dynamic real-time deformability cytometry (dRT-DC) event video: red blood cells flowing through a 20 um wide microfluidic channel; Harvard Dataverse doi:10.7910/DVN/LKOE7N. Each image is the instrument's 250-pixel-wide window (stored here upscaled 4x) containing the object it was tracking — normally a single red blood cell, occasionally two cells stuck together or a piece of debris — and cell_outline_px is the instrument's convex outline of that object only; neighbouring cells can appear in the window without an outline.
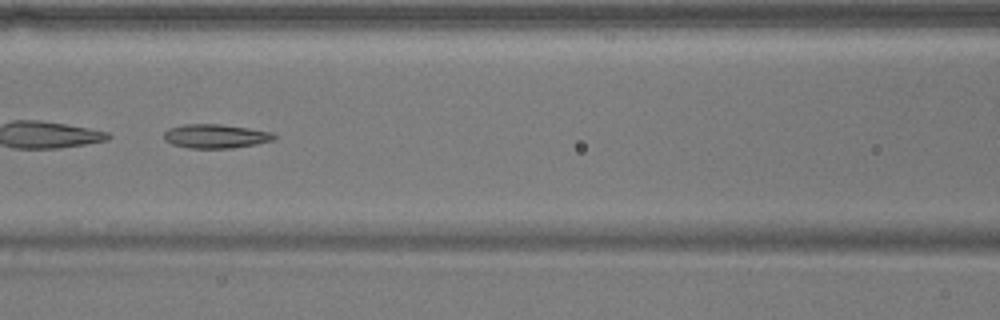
{"species": "common noctule bat (a hibernating species)", "species_latin": "Nyctalus noctula", "temperature_condition": "warm", "stored_images_in_passage": 51, "camera_frame_rate_fps": 3000, "um_per_image_px": 0.085, "animal": {"sex": "male", "body_mass_g": 17.9}, "frame": {"image": 1, "passage_image": 22, "time_ms": 7.0, "image_size_px": [1000, 320], "cell_outline_px": [[276, 140], [256, 144], [232, 148], [188, 148], [172, 144], [164, 140], [164, 132], [168, 128], [184, 124], [220, 124], [248, 128], [272, 132], [276, 136]], "centroid_in_image_um": [18.32, 11.57], "position_along_channel_um": 148.3, "area_um2": 15.49}, "authors_computed_cell_mechanics": {"area_um2": 17.3978, "velocity_mm_per_s": 3.7799, "shape_relaxation_time_tau1_ms": null, "shape_relaxation_time_tau2_ms": 5.3169, "deformation_change_tau1": null, "deformation_change_tau2": 0.1298}}